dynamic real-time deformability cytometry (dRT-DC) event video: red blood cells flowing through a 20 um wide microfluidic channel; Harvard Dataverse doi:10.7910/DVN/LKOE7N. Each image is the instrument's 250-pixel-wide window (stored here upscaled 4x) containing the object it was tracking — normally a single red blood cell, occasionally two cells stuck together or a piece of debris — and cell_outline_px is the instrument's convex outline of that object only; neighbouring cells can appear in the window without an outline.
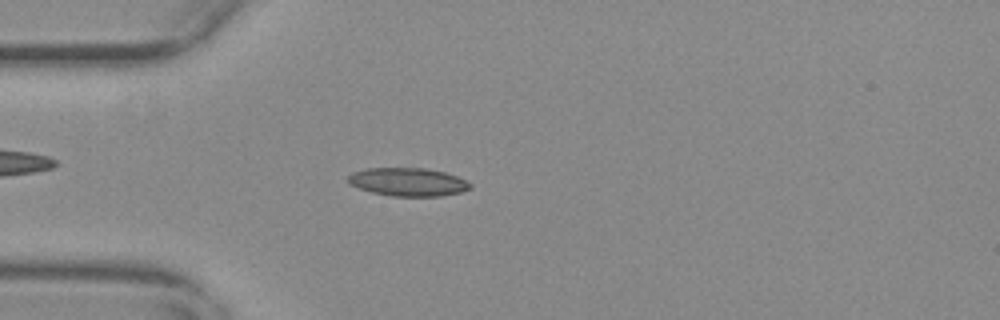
{"species": "common noctule bat (a hibernating species)", "species_latin": "Nyctalus noctula", "temperature_condition": "warm", "stored_images_in_passage": 55, "camera_frame_rate_fps": 3000, "um_per_image_px": 0.085, "animal": {"sex": "female", "body_mass_g": 29.2, "forearm_length_mm": 56.3}, "frame": {"image": 1, "passage_image": 15, "time_ms": 4.667, "image_size_px": [1000, 320], "cell_outline_px": [[472, 188], [460, 192], [440, 196], [392, 196], [372, 192], [348, 184], [348, 176], [352, 172], [368, 168], [424, 168], [444, 172], [456, 176], [472, 184]], "centroid_in_image_um": [34.67, 15.46], "position_along_channel_um": 50.3, "area_um2": 20.0}}
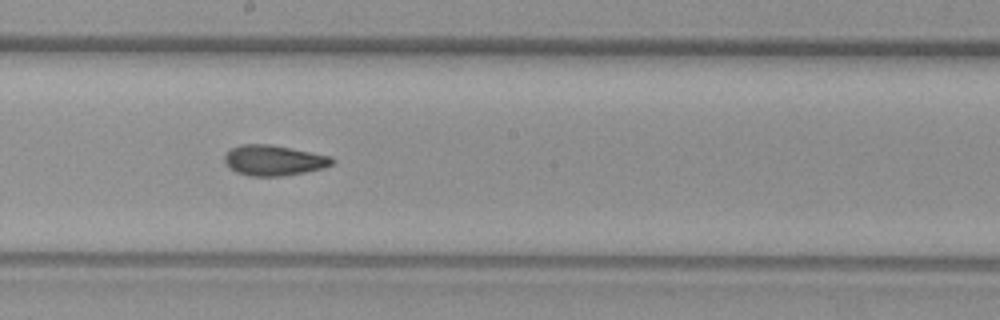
{"frame": {"image": 2, "passage_image": 30, "time_ms": 9.667, "image_size_px": [1000, 320], "cell_outline_px": [[336, 160], [332, 164], [324, 168], [304, 172], [280, 176], [248, 176], [236, 172], [228, 168], [224, 160], [224, 156], [232, 148], [240, 144], [268, 144], [328, 156]], "centroid_in_image_um": [23.22, 13.64], "position_along_channel_um": 225.0, "area_um2": 18.84}}
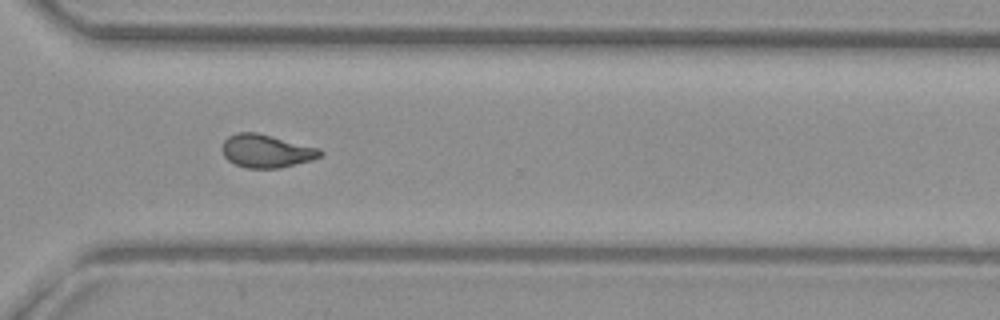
{"frame": {"image": 3, "passage_image": 40, "time_ms": 13.0, "image_size_px": [1000, 320], "cell_outline_px": [[324, 152], [320, 156], [312, 160], [280, 168], [248, 168], [236, 164], [228, 160], [224, 156], [220, 148], [224, 140], [228, 136], [236, 132], [256, 132], [320, 148]], "centroid_in_image_um": [22.62, 12.83], "position_along_channel_um": 348.0, "area_um2": 19.02}, "authors_computed_cell_mechanics": {"area_um2": 19.0162, "velocity_mm_per_s": 3.7003, "shape_relaxation_time_tau1_ms": null, "shape_relaxation_time_tau2_ms": 2.1826, "deformation_change_tau1": null, "deformation_change_tau2": 0.0816}}